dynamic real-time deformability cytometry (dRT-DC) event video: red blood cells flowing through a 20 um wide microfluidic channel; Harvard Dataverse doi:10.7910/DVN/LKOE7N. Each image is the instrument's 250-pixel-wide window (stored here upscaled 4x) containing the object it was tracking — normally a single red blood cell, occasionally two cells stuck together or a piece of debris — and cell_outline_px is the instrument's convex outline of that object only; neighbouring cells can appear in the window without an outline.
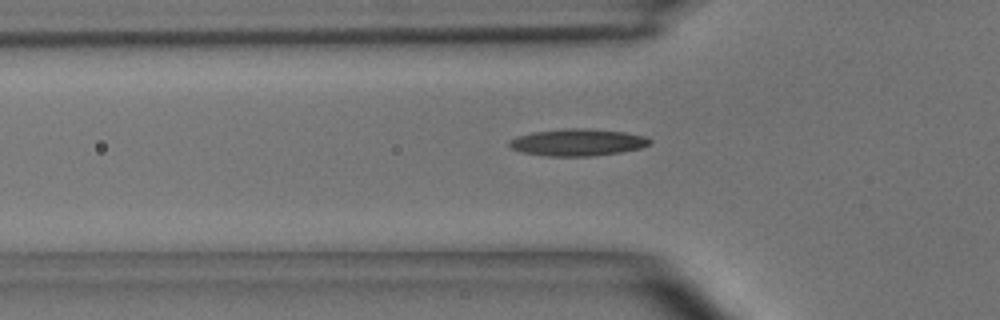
{"species": "common noctule bat (a hibernating species)", "species_latin": "Nyctalus noctula", "temperature_condition": "room temperature", "stored_images_in_passage": 13, "camera_frame_rate_fps": 3000, "um_per_image_px": 0.085, "animal": {"sex": "male", "body_mass_g": 15.6}, "frame": {"image": 1, "passage_image": 2, "time_ms": 0.333, "image_size_px": [1000, 320], "cell_outline_px": [[652, 140], [648, 144], [640, 148], [620, 152], [592, 156], [548, 156], [524, 152], [512, 148], [508, 144], [508, 140], [516, 136], [532, 132], [564, 128], [584, 128], [624, 132], [644, 136]], "centroid_in_image_um": [49.06, 12.09], "position_along_channel_um": 76.7, "area_um2": 21.96}}